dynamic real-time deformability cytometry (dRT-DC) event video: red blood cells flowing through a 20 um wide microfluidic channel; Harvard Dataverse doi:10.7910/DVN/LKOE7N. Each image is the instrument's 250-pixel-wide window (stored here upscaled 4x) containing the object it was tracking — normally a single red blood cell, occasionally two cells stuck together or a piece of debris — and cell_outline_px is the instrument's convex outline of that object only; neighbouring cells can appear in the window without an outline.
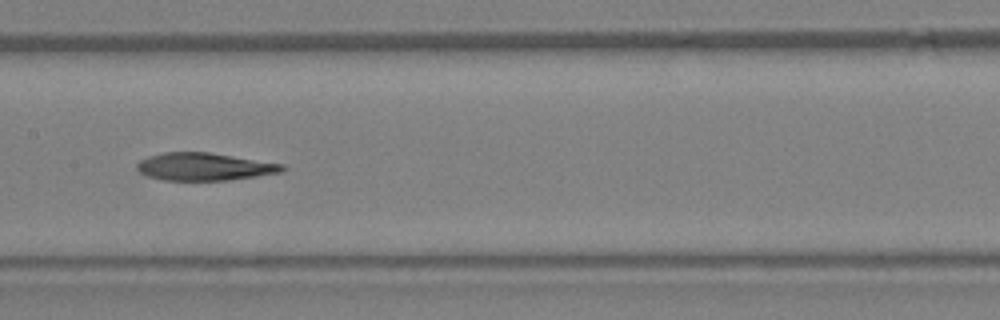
{"species": "Egyptian fruit bat (a non-hibernating species)", "species_latin": "Rousettus aegyptiacus", "temperature_condition": "warm", "stored_images_in_passage": 36, "camera_frame_rate_fps": 3000, "um_per_image_px": 0.085, "animal": {"sex": "female"}, "frame": {"image": 1, "passage_image": 13, "time_ms": 4.0, "image_size_px": [1000, 320], "cell_outline_px": [[288, 168], [280, 172], [256, 176], [228, 180], [164, 180], [148, 176], [140, 172], [136, 168], [136, 164], [140, 160], [148, 156], [164, 152], [208, 152], [284, 164]], "centroid_in_image_um": [17.36, 14.16], "position_along_channel_um": 190.0, "area_um2": 23.29}}
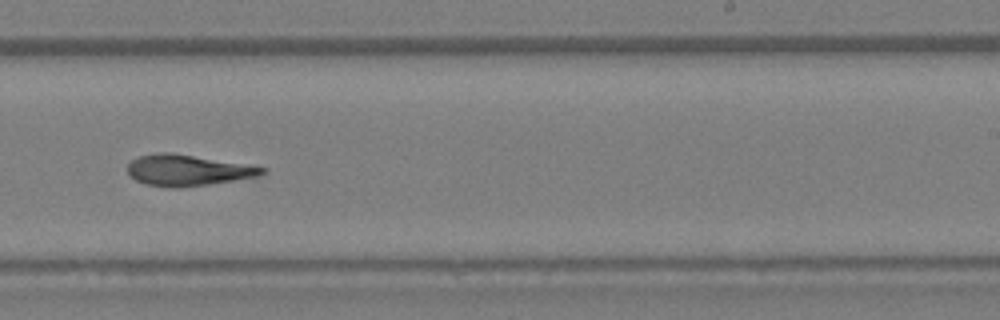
{"frame": {"image": 2, "passage_image": 18, "time_ms": 5.667, "image_size_px": [1000, 320], "cell_outline_px": [[268, 172], [260, 176], [208, 184], [176, 188], [168, 188], [144, 184], [136, 180], [128, 172], [128, 164], [132, 160], [140, 156], [160, 152], [168, 152], [268, 168]], "centroid_in_image_um": [15.95, 14.49], "position_along_channel_um": 273.0, "area_um2": 24.04}}
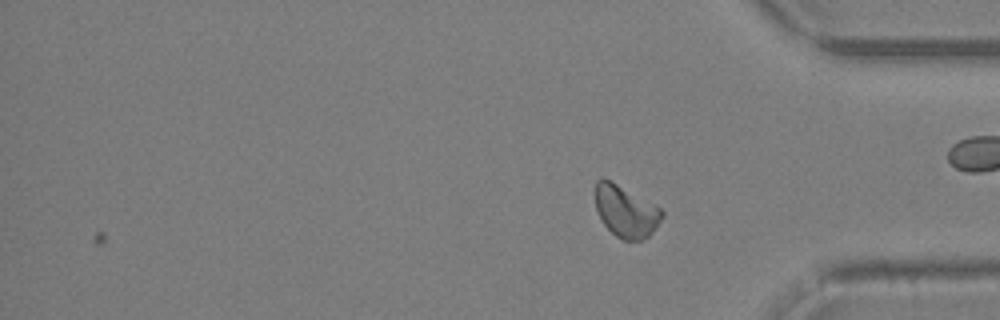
{"frame": {"image": 3, "passage_image": 36, "time_ms": 11.667, "image_size_px": [1000, 320], "cell_outline_px": [[664, 216], [656, 228], [644, 240], [624, 240], [616, 236], [600, 220], [596, 208], [596, 180], [608, 180], [616, 184], [660, 208], [664, 212]], "centroid_in_image_um": [53.21, 18.01], "position_along_channel_um": 382.0, "area_um2": 19.59}}